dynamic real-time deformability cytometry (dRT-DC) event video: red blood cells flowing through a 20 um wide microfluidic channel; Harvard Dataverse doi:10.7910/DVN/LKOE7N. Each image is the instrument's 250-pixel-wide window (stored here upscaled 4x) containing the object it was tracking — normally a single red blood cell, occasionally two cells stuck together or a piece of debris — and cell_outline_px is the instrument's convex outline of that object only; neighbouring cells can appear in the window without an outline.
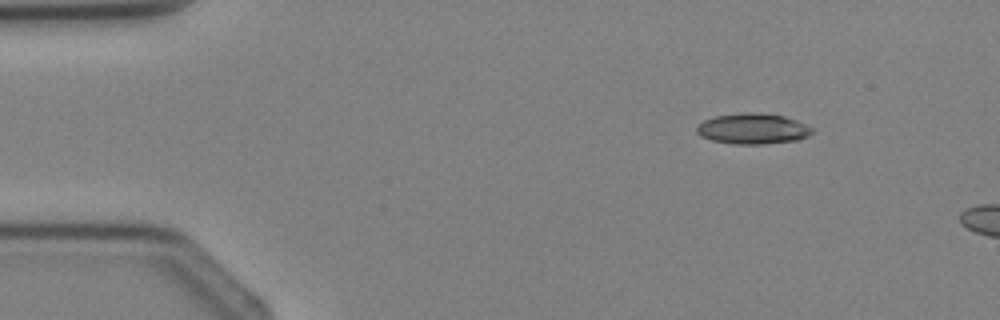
{"species": "Egyptian fruit bat (a non-hibernating species)", "species_latin": "Rousettus aegyptiacus", "temperature_condition": "cold", "stored_images_in_passage": 2, "camera_frame_rate_fps": 3000, "um_per_image_px": 0.085, "animal": {"sex": "female"}, "frame": {"image": 1, "passage_image": 1, "time_ms": 0.0, "image_size_px": [1000, 320], "cell_outline_px": [[812, 132], [808, 136], [800, 140], [764, 144], [736, 144], [712, 140], [700, 136], [696, 132], [696, 124], [704, 120], [716, 116], [744, 112], [752, 112], [784, 116], [796, 120], [812, 128]], "centroid_in_image_um": [63.96, 10.95], "position_along_channel_um": 21.0, "area_um2": 20.63}}